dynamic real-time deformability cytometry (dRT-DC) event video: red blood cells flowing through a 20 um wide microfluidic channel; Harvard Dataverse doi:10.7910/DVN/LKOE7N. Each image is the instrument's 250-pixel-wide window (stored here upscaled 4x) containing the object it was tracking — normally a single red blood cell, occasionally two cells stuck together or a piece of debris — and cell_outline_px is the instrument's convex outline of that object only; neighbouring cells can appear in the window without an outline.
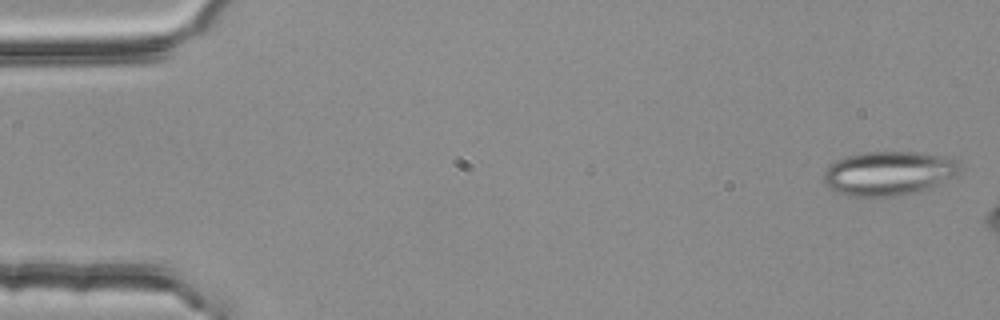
{"species": "common noctule bat (a hibernating species)", "species_latin": "Nyctalus noctula", "temperature_condition": "room temperature", "stored_images_in_passage": 5, "camera_frame_rate_fps": 3000, "um_per_image_px": 0.085, "animal": {"sex": "female", "body_mass_g": 25.1}, "frame": {"image": 1, "passage_image": 1, "time_ms": 0.0, "image_size_px": [1000, 320], "cell_outline_px": [[964, 168], [956, 176], [940, 184], [920, 192], [896, 196], [848, 196], [836, 192], [824, 184], [824, 168], [828, 164], [836, 160], [848, 156], [864, 152], [916, 152], [952, 156], [960, 160]], "centroid_in_image_um": [75.62, 14.72], "position_along_channel_um": 9.4, "area_um2": 35.95}}